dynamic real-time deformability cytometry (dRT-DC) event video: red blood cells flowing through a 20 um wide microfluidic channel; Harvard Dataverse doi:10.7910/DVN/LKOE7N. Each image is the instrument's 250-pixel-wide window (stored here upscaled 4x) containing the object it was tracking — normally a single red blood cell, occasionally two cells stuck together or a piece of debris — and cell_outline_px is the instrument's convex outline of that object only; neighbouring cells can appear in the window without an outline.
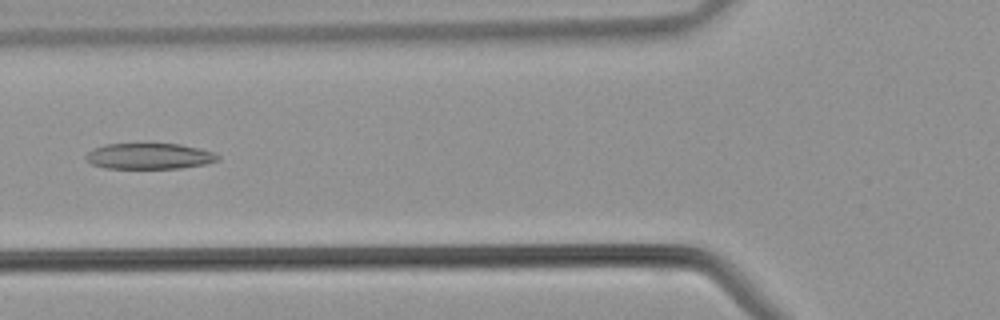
{"species": "common noctule bat (a hibernating species)", "species_latin": "Nyctalus noctula", "temperature_condition": "warm", "stored_images_in_passage": 32, "camera_frame_rate_fps": 3000, "um_per_image_px": 0.085, "animal": {"sex": "male", "body_mass_g": 21.5, "forearm_length_mm": 52.0}, "frame": {"image": 1, "passage_image": 8, "time_ms": 2.333, "image_size_px": [1000, 320], "cell_outline_px": [[220, 160], [208, 164], [180, 168], [104, 168], [92, 164], [84, 156], [92, 148], [104, 144], [180, 144], [200, 148], [212, 152], [220, 156]], "centroid_in_image_um": [12.71, 13.27], "position_along_channel_um": 113.1, "area_um2": 20.0}}
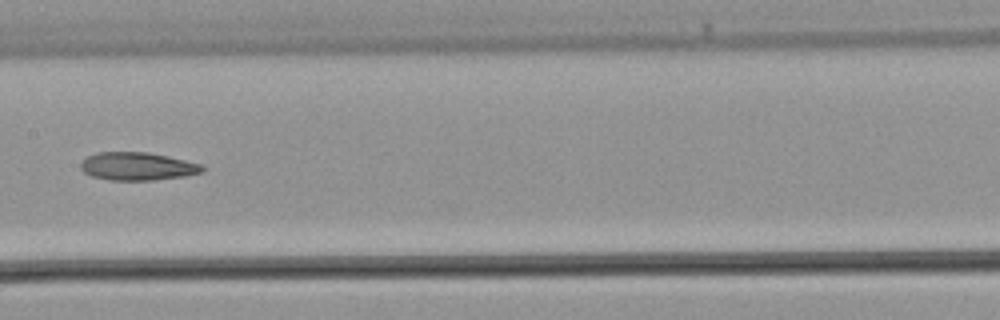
{"frame": {"image": 2, "passage_image": 13, "time_ms": 4.0, "image_size_px": [1000, 320], "cell_outline_px": [[204, 168], [200, 172], [184, 176], [152, 180], [108, 180], [92, 176], [84, 172], [80, 168], [80, 164], [88, 156], [96, 152], [148, 152], [168, 156], [200, 164]], "centroid_in_image_um": [11.64, 14.13], "position_along_channel_um": 195.8, "area_um2": 19.65}}
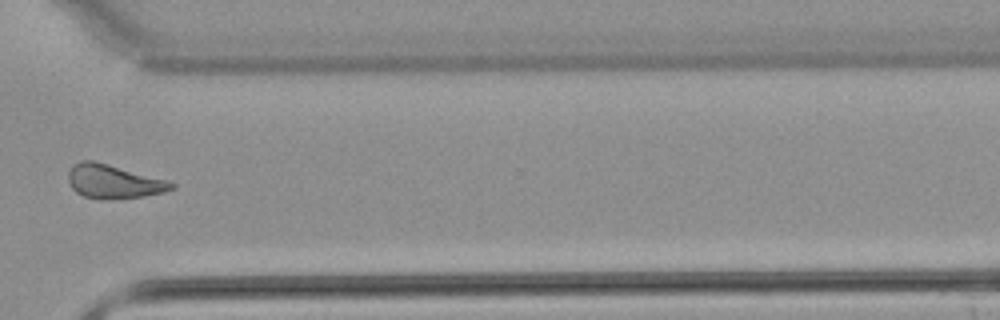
{"frame": {"image": 3, "passage_image": 23, "time_ms": 7.333, "image_size_px": [1000, 320], "cell_outline_px": [[176, 188], [164, 192], [144, 196], [116, 200], [84, 196], [76, 192], [72, 188], [68, 180], [68, 172], [72, 164], [80, 160], [92, 160], [108, 164], [168, 180], [176, 184]], "centroid_in_image_um": [9.66, 15.43], "position_along_channel_um": 360.9, "area_um2": 20.46}}